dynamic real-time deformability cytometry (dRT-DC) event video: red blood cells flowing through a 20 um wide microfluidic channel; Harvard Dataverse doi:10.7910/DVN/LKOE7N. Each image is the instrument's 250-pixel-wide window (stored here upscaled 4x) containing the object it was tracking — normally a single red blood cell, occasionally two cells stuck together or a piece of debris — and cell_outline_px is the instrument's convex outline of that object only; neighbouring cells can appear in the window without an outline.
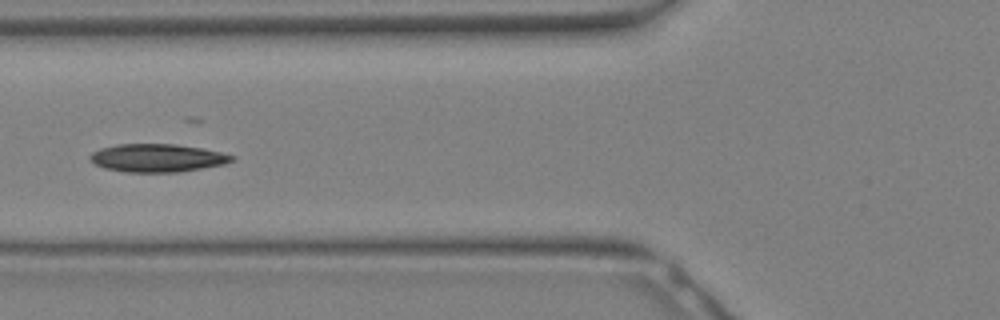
{"species": "Egyptian fruit bat (a non-hibernating species)", "species_latin": "Rousettus aegyptiacus", "temperature_condition": "warm", "stored_images_in_passage": 20, "camera_frame_rate_fps": 3000, "um_per_image_px": 0.085, "animal": {"sex": "female"}, "frame": {"image": 1, "passage_image": 11, "time_ms": 3.333, "image_size_px": [1000, 320], "cell_outline_px": [[236, 156], [232, 160], [224, 164], [176, 172], [124, 172], [104, 168], [96, 164], [88, 156], [92, 152], [100, 148], [116, 144], [176, 144], [200, 148], [220, 152]], "centroid_in_image_um": [13.33, 13.42], "position_along_channel_um": 112.5, "area_um2": 23.0}}
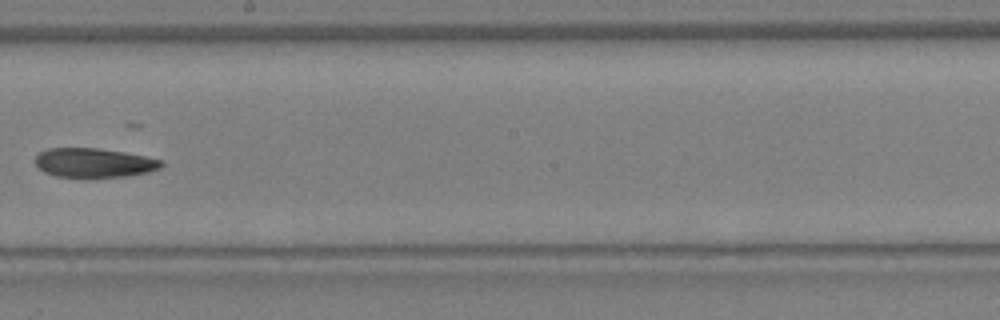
{"frame": {"image": 2, "passage_image": 17, "time_ms": 5.333, "image_size_px": [1000, 320], "cell_outline_px": [[164, 164], [160, 168], [148, 172], [128, 176], [56, 176], [44, 172], [36, 164], [36, 156], [40, 152], [48, 148], [96, 148], [124, 152], [164, 160]], "centroid_in_image_um": [8.02, 13.82], "position_along_channel_um": 240.2, "area_um2": 21.15}}
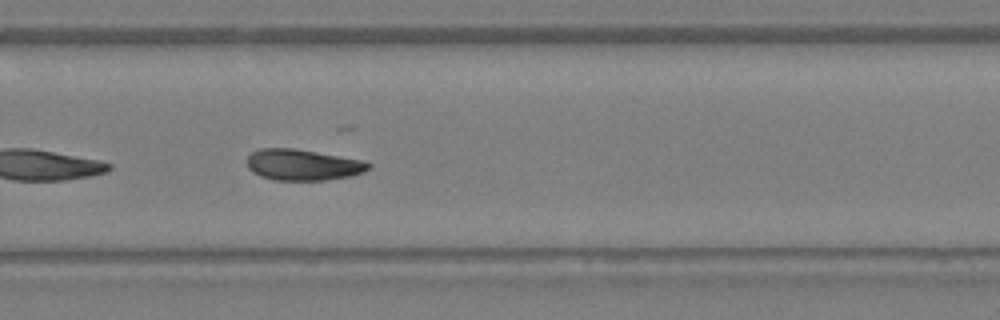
{"frame": {"image": 3, "passage_image": 20, "time_ms": 6.333, "image_size_px": [1000, 320], "cell_outline_px": [[372, 168], [364, 172], [352, 176], [324, 180], [272, 180], [260, 176], [252, 172], [248, 168], [248, 156], [252, 152], [260, 148], [292, 148], [364, 160], [372, 164]], "centroid_in_image_um": [25.77, 14.01], "position_along_channel_um": 304.0, "area_um2": 22.14}}